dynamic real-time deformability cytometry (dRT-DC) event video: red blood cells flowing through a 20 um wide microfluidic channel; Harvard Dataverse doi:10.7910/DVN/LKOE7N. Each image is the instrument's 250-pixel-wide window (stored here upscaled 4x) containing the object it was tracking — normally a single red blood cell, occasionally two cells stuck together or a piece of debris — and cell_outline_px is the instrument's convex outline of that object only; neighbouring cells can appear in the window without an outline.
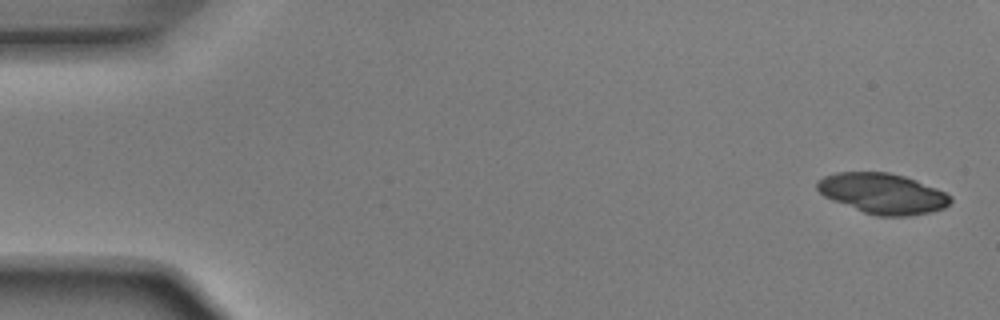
{"species": "Egyptian fruit bat (a non-hibernating species)", "species_latin": "Rousettus aegyptiacus", "temperature_condition": "room temperature", "stored_images_in_passage": 9, "segment_of_instrument_passage": [1, 2], "camera_frame_rate_fps": 3000, "um_per_image_px": 0.085, "animal": {"sex": "male"}, "frame": {"image": 1, "passage_image": 1, "time_ms": 0.0, "image_size_px": [1000, 320], "cell_outline_px": [[952, 200], [944, 208], [928, 212], [908, 216], [876, 216], [864, 212], [832, 200], [824, 196], [816, 188], [816, 180], [824, 176], [836, 172], [888, 172], [904, 176], [916, 180], [936, 188], [952, 196]], "centroid_in_image_um": [75.0, 16.44], "position_along_channel_um": 10.0, "area_um2": 31.33}}
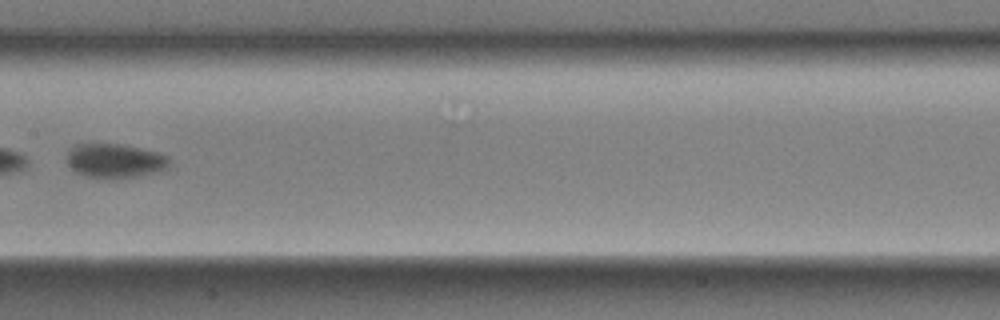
{"frame": {"image": 2, "passage_image": 8, "time_ms": 2.333, "image_size_px": [1000, 320], "cell_outline_px": [[168, 168], [152, 172], [132, 176], [88, 176], [76, 172], [68, 164], [68, 148], [72, 144], [120, 144], [140, 148], [156, 152], [168, 156]], "centroid_in_image_um": [9.72, 13.61], "position_along_channel_um": 197.7, "area_um2": 19.59}}